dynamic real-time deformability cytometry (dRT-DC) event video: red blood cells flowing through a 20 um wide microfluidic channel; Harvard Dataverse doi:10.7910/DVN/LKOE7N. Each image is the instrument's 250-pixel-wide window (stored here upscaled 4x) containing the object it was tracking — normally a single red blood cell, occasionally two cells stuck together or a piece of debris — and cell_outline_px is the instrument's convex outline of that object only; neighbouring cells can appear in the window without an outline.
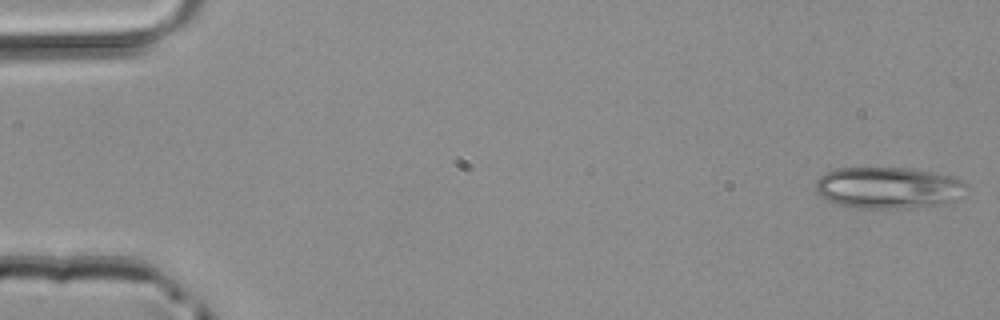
{"species": "common noctule bat (a hibernating species)", "species_latin": "Nyctalus noctula", "temperature_condition": "room temperature", "stored_images_in_passage": 47, "camera_frame_rate_fps": 3000, "um_per_image_px": 0.085, "animal": {"sex": "male", "body_mass_g": 20.4}, "frame": {"image": 1, "passage_image": 1, "time_ms": 0.0, "image_size_px": [1000, 320], "cell_outline_px": [[968, 188], [952, 200], [944, 204], [908, 208], [852, 208], [836, 204], [820, 196], [816, 188], [816, 180], [820, 176], [836, 168], [908, 168], [932, 172], [948, 176], [960, 180], [968, 184]], "centroid_in_image_um": [75.47, 15.97], "position_along_channel_um": 9.5, "area_um2": 36.36}}
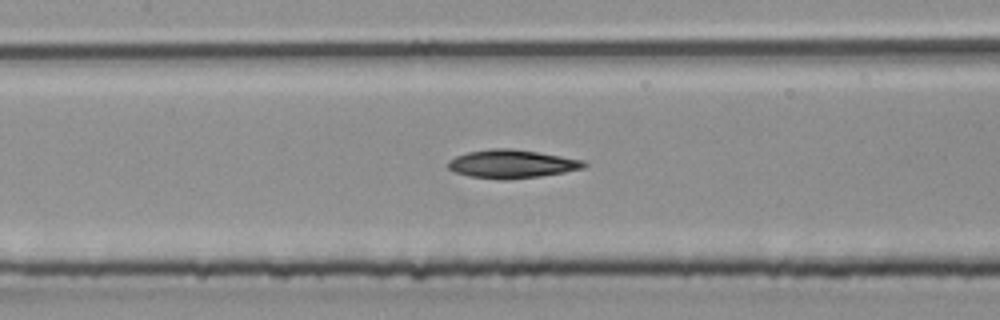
{"frame": {"image": 2, "passage_image": 22, "time_ms": 7.0, "image_size_px": [1000, 320], "cell_outline_px": [[588, 164], [584, 168], [564, 172], [540, 176], [504, 180], [468, 176], [452, 172], [448, 168], [448, 160], [456, 156], [468, 152], [492, 148], [512, 148], [584, 160]], "centroid_in_image_um": [43.47, 13.94], "position_along_channel_um": 163.9, "area_um2": 22.48}}
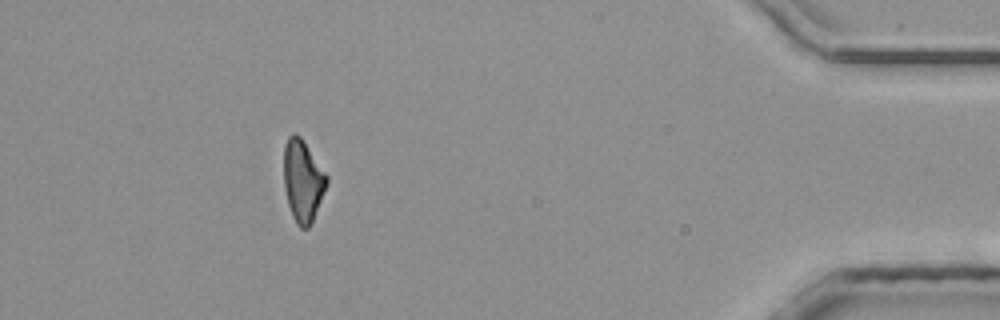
{"frame": {"image": 3, "passage_image": 43, "time_ms": 14.0, "image_size_px": [1000, 320], "cell_outline_px": [[328, 184], [312, 224], [308, 228], [300, 228], [296, 224], [292, 216], [288, 204], [284, 188], [284, 144], [288, 136], [292, 132], [296, 132], [300, 136], [328, 176]], "centroid_in_image_um": [25.74, 15.38], "position_along_channel_um": 409.5, "area_um2": 20.75}}